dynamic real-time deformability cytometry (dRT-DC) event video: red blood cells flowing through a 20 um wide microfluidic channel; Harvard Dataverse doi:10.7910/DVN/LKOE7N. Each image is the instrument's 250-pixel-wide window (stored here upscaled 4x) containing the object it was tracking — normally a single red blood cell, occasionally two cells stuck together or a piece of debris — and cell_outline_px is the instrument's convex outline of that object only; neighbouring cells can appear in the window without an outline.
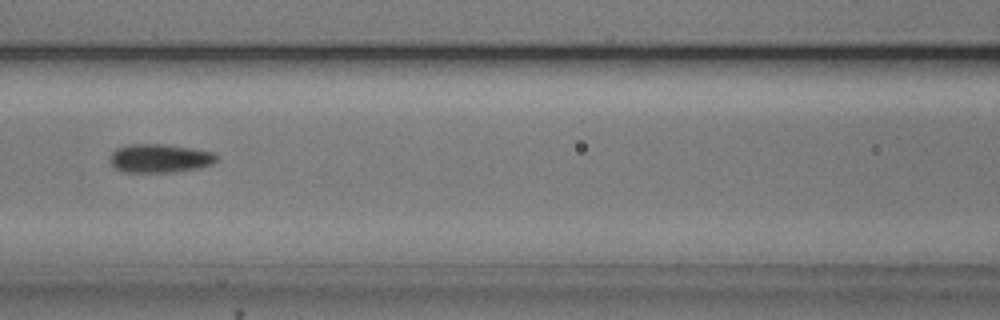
{"species": "common noctule bat (a hibernating species)", "species_latin": "Nyctalus noctula", "temperature_condition": "cold", "stored_images_in_passage": 38, "camera_frame_rate_fps": 3000, "um_per_image_px": 0.085, "animal": {"sex": "male", "body_mass_g": 20.5, "forearm_length_mm": 52.5}, "frame": {"image": 1, "passage_image": 13, "time_ms": 4.0, "image_size_px": [1000, 320], "cell_outline_px": [[220, 160], [212, 164], [200, 168], [176, 172], [124, 172], [116, 168], [112, 164], [112, 152], [116, 148], [128, 144], [160, 144], [192, 148], [216, 152], [220, 156]], "centroid_in_image_um": [13.68, 13.45], "position_along_channel_um": 152.9, "area_um2": 17.98}}
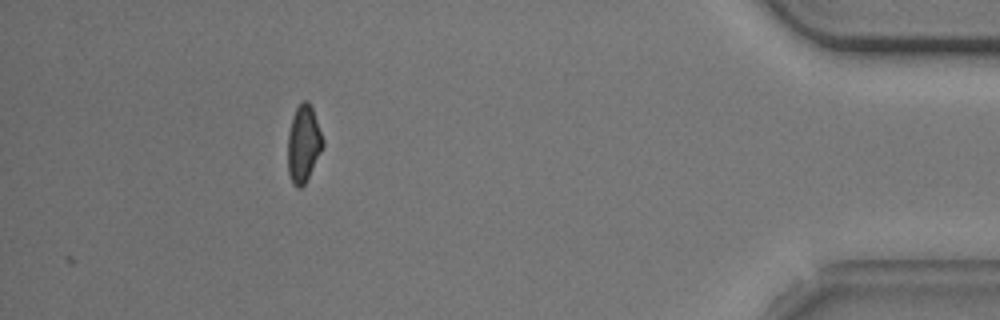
{"frame": {"image": 2, "passage_image": 38, "time_ms": 12.333, "image_size_px": [1000, 320], "cell_outline_px": [[324, 144], [304, 184], [300, 188], [296, 188], [292, 184], [288, 172], [288, 132], [292, 116], [296, 108], [304, 100], [308, 100], [312, 108], [324, 140]], "centroid_in_image_um": [25.78, 12.21], "position_along_channel_um": 409.4, "area_um2": 15.55}, "authors_computed_cell_mechanics": {"area_um2": 17.2533, "velocity_mm_per_s": 3.7389, "shape_relaxation_time_tau1_ms": 2.8644, "shape_relaxation_time_tau2_ms": 2.3531, "deformation_change_tau1": 0.1062, "deformation_change_tau2": 0.0733}}